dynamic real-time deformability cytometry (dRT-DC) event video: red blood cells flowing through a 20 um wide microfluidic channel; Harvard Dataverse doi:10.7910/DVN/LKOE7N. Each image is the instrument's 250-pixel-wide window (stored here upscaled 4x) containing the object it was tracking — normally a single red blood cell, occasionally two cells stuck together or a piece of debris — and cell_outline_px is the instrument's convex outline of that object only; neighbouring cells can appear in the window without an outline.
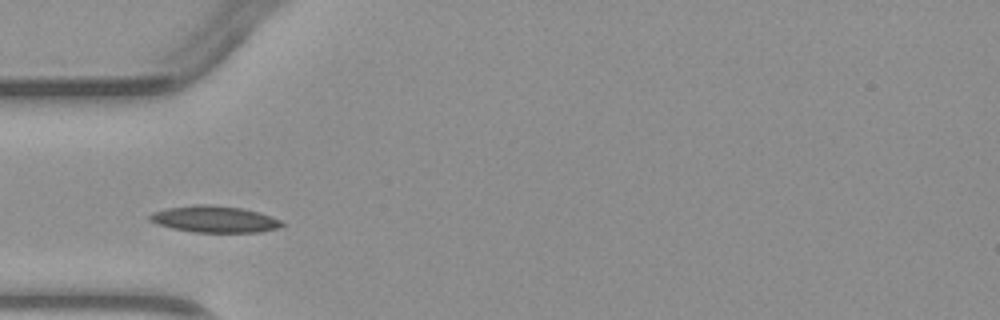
{"species": "common noctule bat (a hibernating species)", "species_latin": "Nyctalus noctula", "temperature_condition": "warm", "stored_images_in_passage": 2, "camera_frame_rate_fps": 3000, "um_per_image_px": 0.085, "animal": {"sex": "male", "body_mass_g": 23.1, "forearm_length_mm": 52.7}, "frame": {"image": 1, "passage_image": 1, "time_ms": 0.0, "image_size_px": [1000, 320], "cell_outline_px": [[284, 224], [280, 228], [260, 232], [196, 232], [172, 228], [156, 224], [148, 220], [148, 216], [152, 212], [168, 208], [196, 204], [212, 204], [240, 208], [260, 212], [272, 216], [280, 220]], "centroid_in_image_um": [18.23, 18.63], "position_along_channel_um": 66.8, "area_um2": 20.58}}
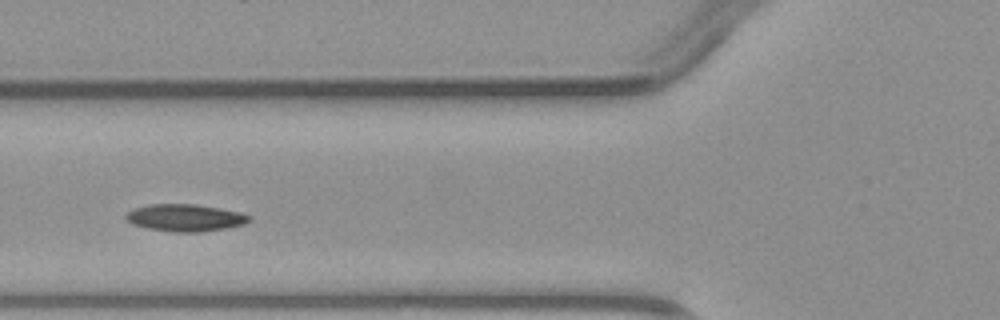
{"frame": {"image": 2, "passage_image": 2, "time_ms": 1.0, "image_size_px": [1000, 320], "cell_outline_px": [[252, 220], [244, 224], [228, 228], [200, 232], [172, 232], [148, 228], [132, 224], [124, 216], [128, 212], [136, 208], [148, 204], [196, 204], [220, 208], [240, 212], [252, 216]], "centroid_in_image_um": [15.79, 18.51], "position_along_channel_um": 110.0, "area_um2": 19.59}}